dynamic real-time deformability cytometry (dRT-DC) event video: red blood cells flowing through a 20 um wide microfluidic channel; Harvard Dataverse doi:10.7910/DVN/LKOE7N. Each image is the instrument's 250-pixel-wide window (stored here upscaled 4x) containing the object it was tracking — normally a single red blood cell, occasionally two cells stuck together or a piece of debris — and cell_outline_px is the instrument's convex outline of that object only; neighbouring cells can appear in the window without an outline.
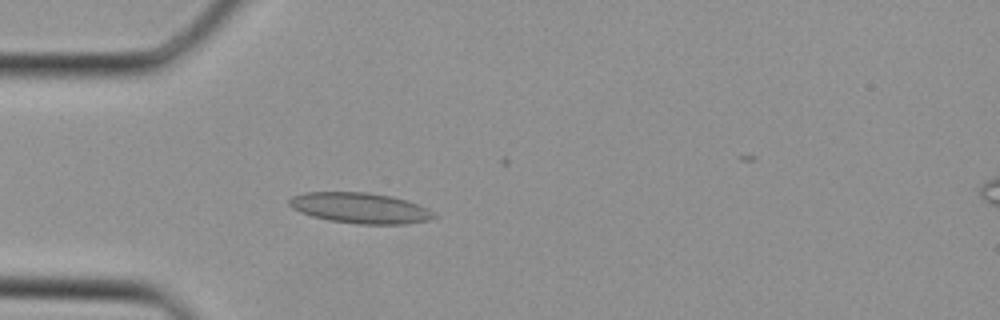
{"species": "Egyptian fruit bat (a non-hibernating species)", "species_latin": "Rousettus aegyptiacus", "temperature_condition": "cold", "stored_images_in_passage": 33, "camera_frame_rate_fps": 3000, "um_per_image_px": 0.085, "animal": {"sex": "female"}, "frame": {"image": 1, "passage_image": 10, "time_ms": 3.0, "image_size_px": [1000, 320], "cell_outline_px": [[440, 216], [432, 220], [404, 224], [360, 224], [328, 220], [312, 216], [300, 212], [292, 208], [288, 204], [288, 200], [292, 196], [304, 192], [368, 192], [392, 196], [420, 204], [436, 212]], "centroid_in_image_um": [30.67, 17.68], "position_along_channel_um": 54.3, "area_um2": 26.24}}
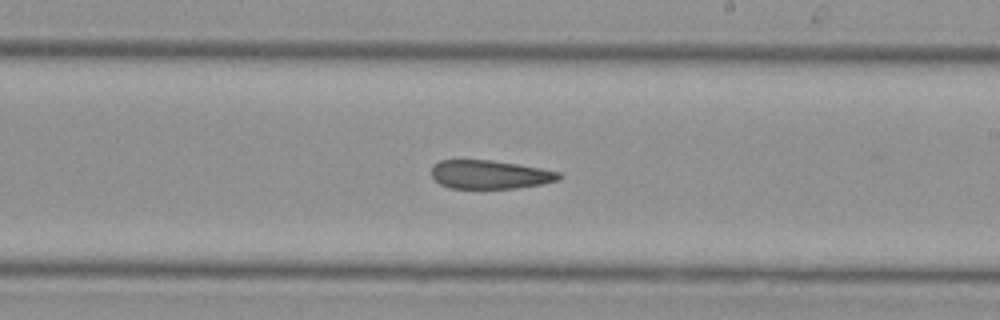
{"frame": {"image": 2, "passage_image": 21, "time_ms": 6.667, "image_size_px": [1000, 320], "cell_outline_px": [[564, 176], [560, 180], [540, 184], [516, 188], [448, 188], [440, 184], [432, 176], [432, 164], [440, 160], [492, 160], [540, 168], [560, 172]], "centroid_in_image_um": [41.64, 14.83], "position_along_channel_um": 247.4, "area_um2": 21.27}}
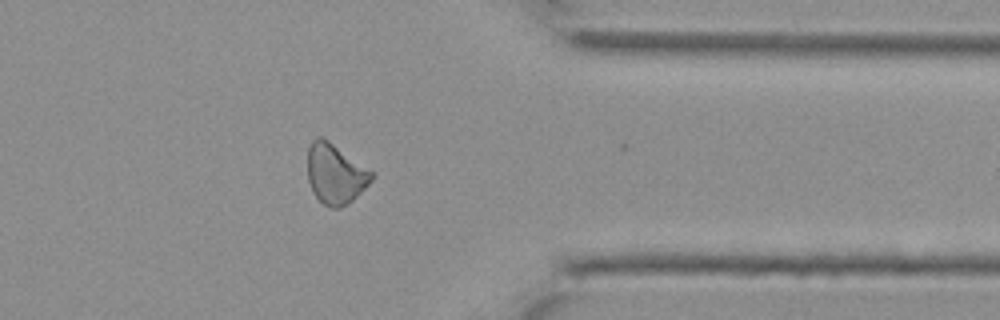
{"frame": {"image": 3, "passage_image": 29, "time_ms": 9.333, "image_size_px": [1000, 320], "cell_outline_px": [[372, 180], [348, 204], [340, 208], [332, 208], [324, 204], [312, 192], [308, 180], [308, 148], [312, 140], [316, 136], [320, 136], [328, 140], [372, 172]], "centroid_in_image_um": [28.46, 14.78], "position_along_channel_um": 382.9, "area_um2": 22.02}}